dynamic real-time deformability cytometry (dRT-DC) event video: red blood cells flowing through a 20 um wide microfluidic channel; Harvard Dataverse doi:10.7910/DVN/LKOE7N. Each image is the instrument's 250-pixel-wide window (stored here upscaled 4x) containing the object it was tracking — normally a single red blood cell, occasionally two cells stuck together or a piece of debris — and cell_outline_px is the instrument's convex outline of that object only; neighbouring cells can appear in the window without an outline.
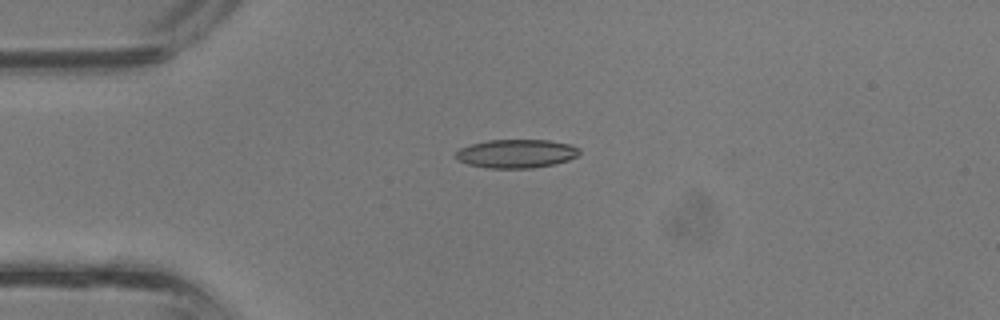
{"species": "common noctule bat (a hibernating species)", "species_latin": "Nyctalus noctula", "temperature_condition": "room temperature", "stored_images_in_passage": 29, "camera_frame_rate_fps": 3000, "um_per_image_px": 0.085, "animal": {"sex": "male", "body_mass_g": 13.3}, "frame": {"image": 1, "passage_image": 1, "time_ms": 0.0, "image_size_px": [1000, 320], "cell_outline_px": [[580, 152], [576, 156], [568, 160], [552, 164], [532, 168], [488, 168], [468, 164], [456, 160], [456, 152], [460, 148], [472, 144], [488, 140], [548, 140], [568, 144], [580, 148]], "centroid_in_image_um": [43.87, 13.06], "position_along_channel_um": 41.1, "area_um2": 20.46}}
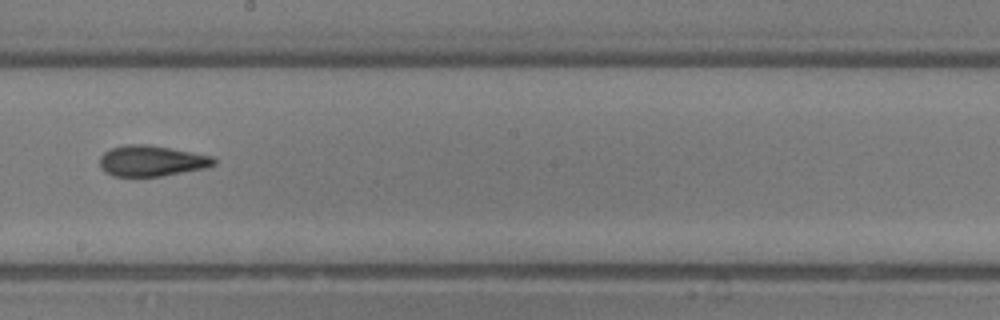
{"frame": {"image": 2, "passage_image": 13, "time_ms": 4.0, "image_size_px": [1000, 320], "cell_outline_px": [[216, 164], [208, 168], [160, 176], [112, 176], [104, 172], [100, 168], [100, 156], [104, 152], [112, 148], [124, 144], [148, 144], [212, 156], [216, 160]], "centroid_in_image_um": [12.87, 13.68], "position_along_channel_um": 235.3, "area_um2": 20.58}}
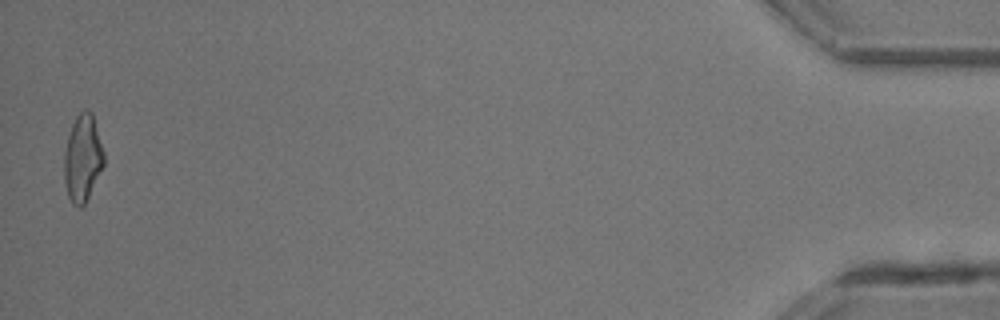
{"frame": {"image": 3, "passage_image": 29, "time_ms": 9.333, "image_size_px": [1000, 320], "cell_outline_px": [[104, 164], [84, 204], [80, 208], [72, 204], [68, 196], [64, 180], [64, 152], [68, 136], [72, 124], [76, 116], [84, 108], [88, 108], [92, 112], [104, 152]], "centroid_in_image_um": [7.01, 13.41], "position_along_channel_um": 428.2, "area_um2": 20.06}}